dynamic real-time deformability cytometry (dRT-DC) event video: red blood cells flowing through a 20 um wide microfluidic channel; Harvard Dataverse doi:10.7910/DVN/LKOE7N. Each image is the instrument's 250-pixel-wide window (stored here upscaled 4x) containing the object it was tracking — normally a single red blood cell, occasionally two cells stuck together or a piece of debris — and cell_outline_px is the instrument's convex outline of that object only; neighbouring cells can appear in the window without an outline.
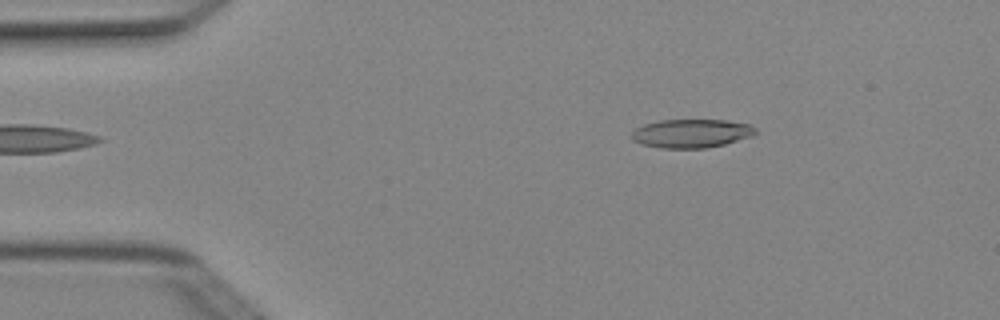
{"species": "Egyptian fruit bat (a non-hibernating species)", "species_latin": "Rousettus aegyptiacus", "temperature_condition": "cold", "stored_images_in_passage": 5, "camera_frame_rate_fps": 3000, "um_per_image_px": 0.085, "animal": {"sex": "female"}, "frame": {"image": 1, "passage_image": 5, "time_ms": 1.333, "image_size_px": [1000, 320], "cell_outline_px": [[756, 132], [752, 136], [724, 144], [704, 148], [660, 148], [644, 144], [632, 140], [632, 132], [636, 128], [644, 124], [660, 120], [724, 120], [748, 124], [756, 128]], "centroid_in_image_um": [58.76, 11.33], "position_along_channel_um": 26.2, "area_um2": 20.46}}